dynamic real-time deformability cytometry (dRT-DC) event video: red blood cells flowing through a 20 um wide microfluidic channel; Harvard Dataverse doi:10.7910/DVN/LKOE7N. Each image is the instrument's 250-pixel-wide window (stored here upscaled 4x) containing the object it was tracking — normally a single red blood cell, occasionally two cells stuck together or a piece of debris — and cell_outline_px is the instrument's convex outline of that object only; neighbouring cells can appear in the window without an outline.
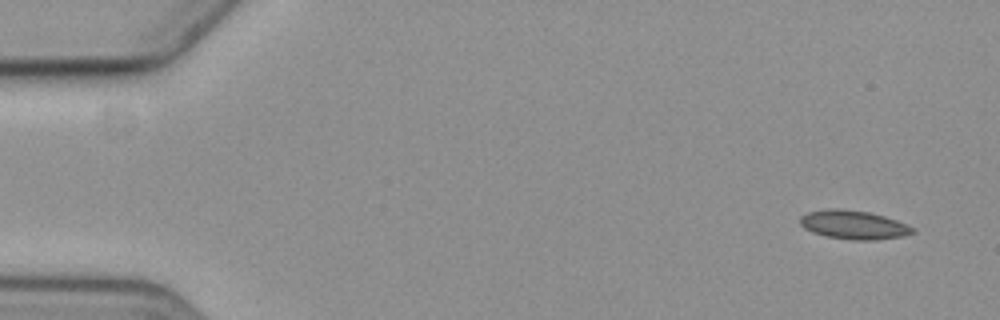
{"species": "common noctule bat (a hibernating species)", "species_latin": "Nyctalus noctula", "temperature_condition": "cold", "stored_images_in_passage": 2, "camera_frame_rate_fps": 3000, "um_per_image_px": 0.085, "animal": {"sex": "female", "body_mass_g": 19.3, "forearm_length_mm": 54.1}, "frame": {"image": 1, "passage_image": 2, "time_ms": 1.333, "image_size_px": [1000, 320], "cell_outline_px": [[916, 232], [904, 236], [876, 240], [852, 240], [824, 236], [812, 232], [804, 228], [800, 224], [800, 216], [808, 212], [828, 208], [832, 208], [868, 212], [884, 216], [896, 220], [916, 228]], "centroid_in_image_um": [72.57, 19.12], "position_along_channel_um": 12.4, "area_um2": 18.96}}